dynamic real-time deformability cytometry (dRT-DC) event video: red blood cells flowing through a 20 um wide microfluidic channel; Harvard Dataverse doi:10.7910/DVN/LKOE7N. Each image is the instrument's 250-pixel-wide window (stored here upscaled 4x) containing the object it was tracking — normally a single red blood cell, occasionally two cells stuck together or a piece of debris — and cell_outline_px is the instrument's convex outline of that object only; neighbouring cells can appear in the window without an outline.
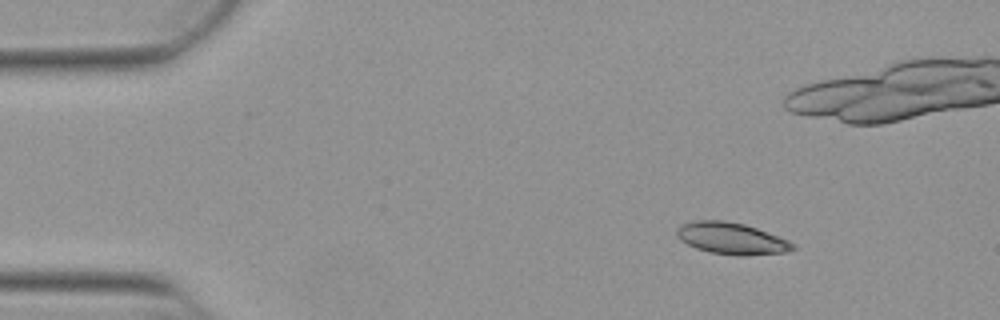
{"species": "Egyptian fruit bat (a non-hibernating species)", "species_latin": "Rousettus aegyptiacus", "temperature_condition": "warm", "stored_images_in_passage": 53, "camera_frame_rate_fps": 3000, "um_per_image_px": 0.085, "animal": {"sex": "female"}, "frame": {"image": 1, "passage_image": 7, "time_ms": 2.0, "image_size_px": [1000, 320], "cell_outline_px": [[796, 248], [788, 252], [744, 256], [736, 256], [712, 252], [696, 248], [680, 240], [676, 236], [676, 228], [680, 224], [696, 220], [724, 220], [744, 224], [756, 228], [788, 240], [796, 244]], "centroid_in_image_um": [62.17, 20.27], "position_along_channel_um": 22.8, "area_um2": 21.56}}
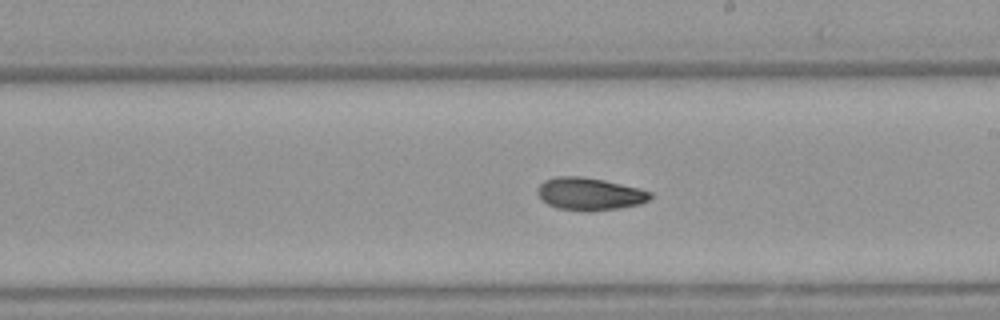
{"frame": {"image": 2, "passage_image": 30, "time_ms": 9.667, "image_size_px": [1000, 320], "cell_outline_px": [[652, 196], [648, 200], [640, 204], [620, 208], [588, 212], [556, 208], [548, 204], [536, 192], [536, 188], [544, 180], [556, 176], [580, 176], [604, 180], [640, 188], [652, 192]], "centroid_in_image_um": [50.12, 16.48], "position_along_channel_um": 238.9, "area_um2": 21.56}}
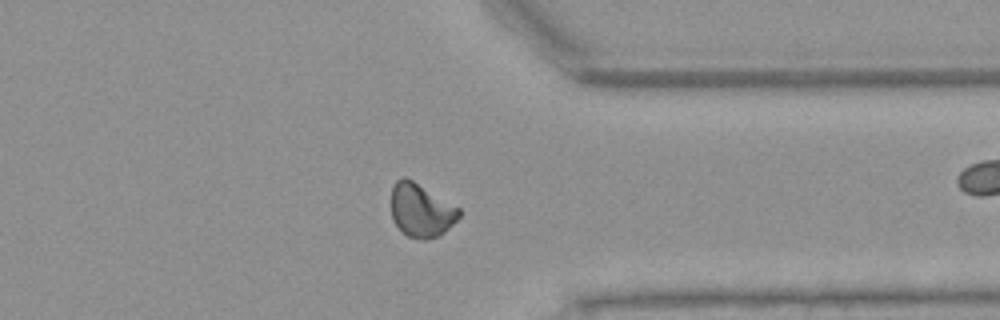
{"frame": {"image": 3, "passage_image": 41, "time_ms": 13.333, "image_size_px": [1000, 320], "cell_outline_px": [[460, 216], [444, 232], [436, 236], [424, 240], [420, 240], [408, 236], [392, 220], [392, 184], [396, 180], [404, 176], [412, 180], [460, 208]], "centroid_in_image_um": [35.78, 17.87], "position_along_channel_um": 375.6, "area_um2": 20.87}, "authors_computed_cell_mechanics": {"area_um2": 21.1548, "velocity_mm_per_s": 3.863, "shape_relaxation_time_tau1_ms": null, "shape_relaxation_time_tau2_ms": 4.9384, "deformation_change_tau1": null, "deformation_change_tau2": 0.0982}}